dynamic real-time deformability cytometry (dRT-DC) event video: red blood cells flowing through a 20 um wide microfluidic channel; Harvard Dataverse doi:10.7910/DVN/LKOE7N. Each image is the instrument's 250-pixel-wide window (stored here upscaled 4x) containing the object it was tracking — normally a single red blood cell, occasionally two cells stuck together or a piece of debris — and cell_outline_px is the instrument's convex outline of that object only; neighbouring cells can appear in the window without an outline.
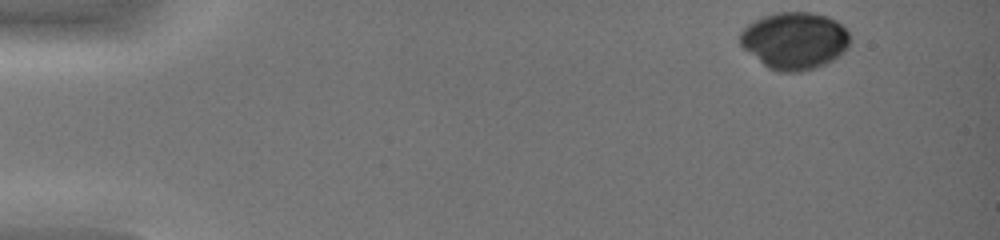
{"species": "common noctule bat (a hibernating species)", "species_latin": "Nyctalus noctula", "temperature_condition": "warm", "stored_images_in_passage": 40, "camera_frame_rate_fps": 3000, "um_per_image_px": 0.085, "animal": {"sex": "female", "body_mass_g": 19.0, "forearm_length_mm": 51.5}, "frame": {"image": 1, "passage_image": 1, "time_ms": 0.0, "image_size_px": [1000, 240], "cell_outline_px": [[852, 40], [848, 48], [840, 56], [816, 68], [800, 72], [780, 72], [768, 68], [744, 48], [740, 44], [740, 32], [748, 24], [764, 16], [776, 12], [812, 12], [828, 16], [836, 20], [852, 36]], "centroid_in_image_um": [67.59, 3.45], "position_along_channel_um": 17.4, "area_um2": 36.82}}
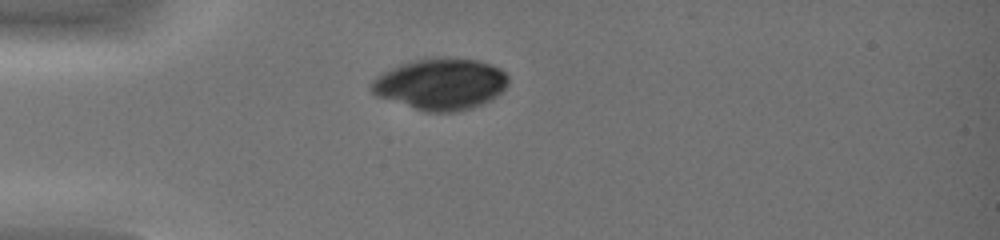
{"frame": {"image": 2, "passage_image": 10, "time_ms": 3.0, "image_size_px": [1000, 240], "cell_outline_px": [[508, 84], [492, 100], [472, 108], [456, 112], [424, 112], [376, 96], [368, 88], [368, 84], [376, 76], [400, 64], [440, 56], [448, 56], [480, 60], [492, 64], [500, 68], [508, 76]], "centroid_in_image_um": [37.46, 7.14], "position_along_channel_um": 47.5, "area_um2": 41.56}}